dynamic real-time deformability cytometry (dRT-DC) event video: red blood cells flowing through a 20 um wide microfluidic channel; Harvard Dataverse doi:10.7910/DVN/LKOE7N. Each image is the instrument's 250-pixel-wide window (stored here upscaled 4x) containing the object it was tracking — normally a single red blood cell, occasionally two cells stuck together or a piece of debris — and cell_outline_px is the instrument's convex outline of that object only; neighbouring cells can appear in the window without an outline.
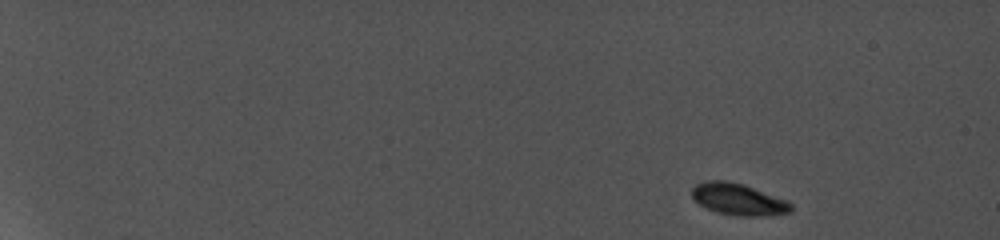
{"species": "common noctule bat (a hibernating species)", "species_latin": "Nyctalus noctula", "temperature_condition": "cold", "stored_images_in_passage": 9, "camera_frame_rate_fps": 5000, "um_per_image_px": 0.085, "animal": {"sex": "female", "body_mass_g": 19.0, "forearm_length_mm": 56.7}, "frame": {"image": 1, "passage_image": 1, "time_ms": 0.0, "image_size_px": [1000, 240], "cell_outline_px": [[792, 212], [764, 216], [736, 216], [716, 212], [700, 204], [692, 196], [692, 188], [696, 184], [712, 180], [724, 180], [740, 184], [788, 200], [792, 204]], "centroid_in_image_um": [62.79, 16.96], "position_along_channel_um": 22.2, "area_um2": 18.03}}
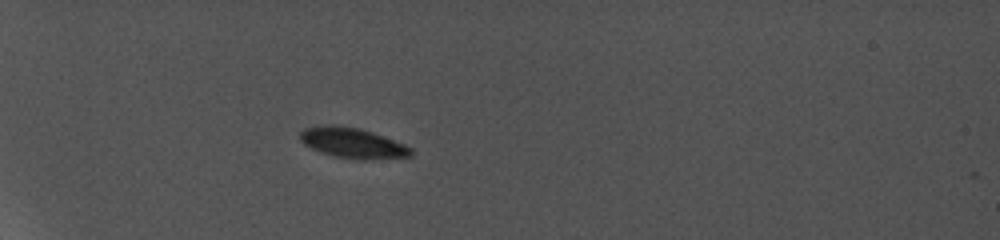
{"frame": {"image": 2, "passage_image": 6, "time_ms": 4.6, "image_size_px": [1000, 240], "cell_outline_px": [[412, 156], [368, 160], [360, 160], [332, 156], [320, 152], [304, 144], [300, 140], [300, 132], [308, 128], [356, 128], [404, 144], [412, 148]], "centroid_in_image_um": [30.03, 12.24], "position_along_channel_um": 55.0, "area_um2": 18.5}}